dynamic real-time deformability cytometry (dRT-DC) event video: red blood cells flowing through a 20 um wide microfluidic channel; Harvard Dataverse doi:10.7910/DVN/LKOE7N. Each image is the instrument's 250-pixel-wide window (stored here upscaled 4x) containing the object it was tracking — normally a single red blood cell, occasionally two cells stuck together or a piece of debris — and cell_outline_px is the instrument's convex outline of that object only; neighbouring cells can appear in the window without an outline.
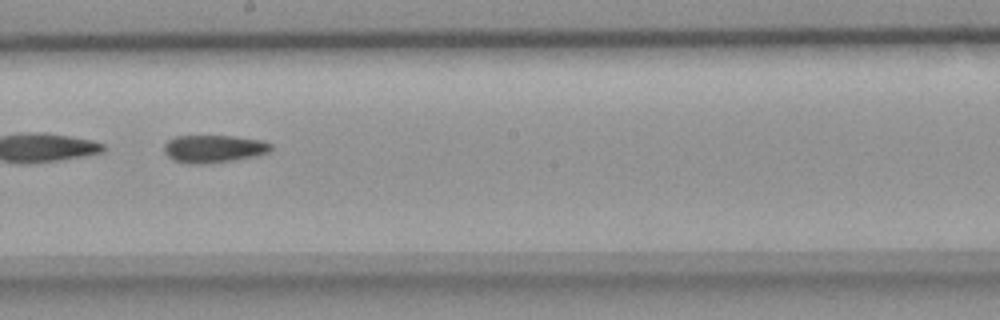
{"species": "common noctule bat (a hibernating species)", "species_latin": "Nyctalus noctula", "temperature_condition": "room temperature", "stored_images_in_passage": 37, "segment_of_instrument_passage": [2, 2], "camera_frame_rate_fps": 3000, "um_per_image_px": 0.085, "animal": {"sex": "female", "body_mass_g": 18.4}, "frame": {"image": 1, "passage_image": 20, "time_ms": 6.333, "image_size_px": [1000, 320], "cell_outline_px": [[272, 148], [268, 152], [256, 156], [232, 160], [204, 164], [192, 164], [172, 160], [164, 152], [164, 144], [168, 140], [176, 136], [232, 136], [264, 140], [272, 144]], "centroid_in_image_um": [18.16, 12.64], "position_along_channel_um": 230.0, "area_um2": 17.28}}
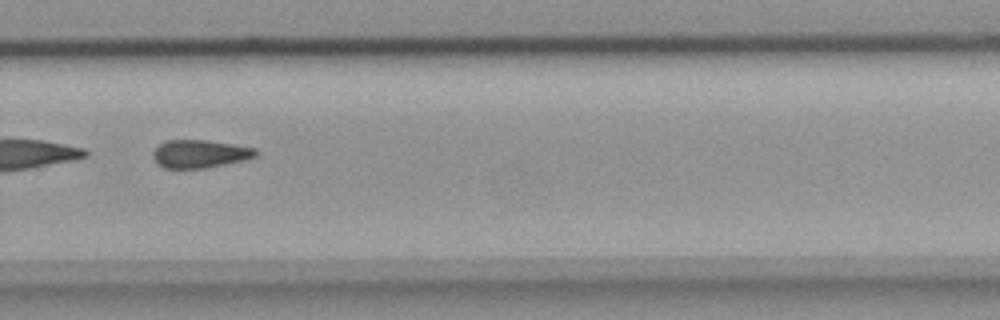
{"frame": {"image": 2, "passage_image": 26, "time_ms": 8.333, "image_size_px": [1000, 320], "cell_outline_px": [[256, 156], [248, 160], [204, 168], [164, 168], [156, 164], [152, 156], [152, 152], [160, 144], [168, 140], [208, 140], [256, 148]], "centroid_in_image_um": [16.98, 13.08], "position_along_channel_um": 312.8, "area_um2": 16.88}}
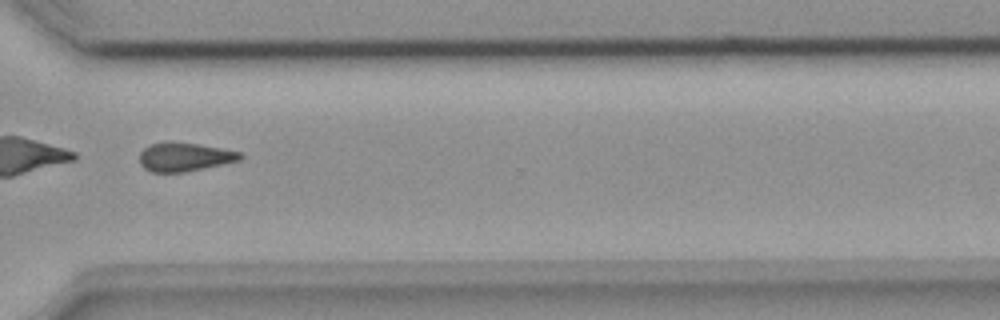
{"frame": {"image": 3, "passage_image": 29, "time_ms": 9.333, "image_size_px": [1000, 320], "cell_outline_px": [[244, 156], [240, 160], [184, 172], [152, 172], [144, 168], [140, 164], [140, 152], [144, 148], [152, 144], [168, 140], [200, 144], [240, 152]], "centroid_in_image_um": [15.66, 13.32], "position_along_channel_um": 354.9, "area_um2": 16.88}}